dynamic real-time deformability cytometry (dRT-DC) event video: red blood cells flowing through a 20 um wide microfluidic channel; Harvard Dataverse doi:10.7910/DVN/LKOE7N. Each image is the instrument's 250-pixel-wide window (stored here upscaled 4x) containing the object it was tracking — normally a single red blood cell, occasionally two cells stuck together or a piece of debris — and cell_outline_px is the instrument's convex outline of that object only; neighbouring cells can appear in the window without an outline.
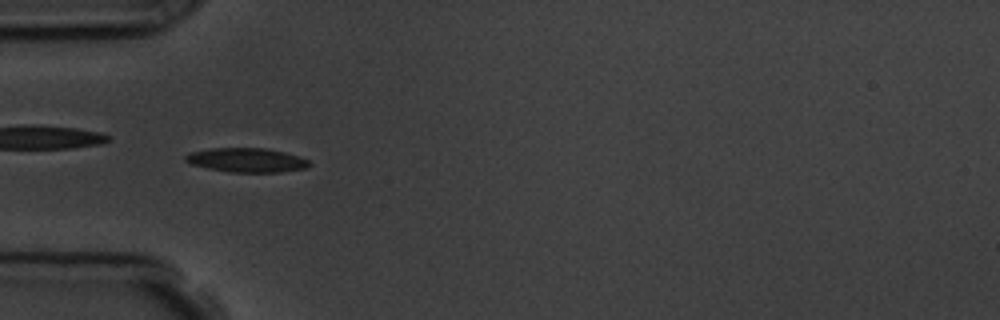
{"species": "common noctule bat (a hibernating species)", "species_latin": "Nyctalus noctula", "temperature_condition": "room temperature", "stored_images_in_passage": 56, "camera_frame_rate_fps": 3000, "um_per_image_px": 0.085, "animal": {"sex": "male", "body_mass_g": 19.5, "forearm_length_mm": 54.6}, "frame": {"image": 1, "passage_image": 17, "time_ms": 5.333, "image_size_px": [1000, 320], "cell_outline_px": [[312, 164], [308, 168], [280, 172], [228, 172], [208, 168], [192, 164], [184, 160], [184, 156], [188, 152], [212, 148], [264, 148], [284, 152], [300, 156], [308, 160]], "centroid_in_image_um": [20.98, 13.61], "position_along_channel_um": 64.0, "area_um2": 17.57}, "authors_computed_cell_mechanics": {"area_um2": 16.7331, "velocity_mm_per_s": 3.6056, "shape_relaxation_time_tau1_ms": 4.06, "shape_relaxation_time_tau2_ms": 2.4322, "deformation_change_tau1": 0.1386, "deformation_change_tau2": 0.0812}}